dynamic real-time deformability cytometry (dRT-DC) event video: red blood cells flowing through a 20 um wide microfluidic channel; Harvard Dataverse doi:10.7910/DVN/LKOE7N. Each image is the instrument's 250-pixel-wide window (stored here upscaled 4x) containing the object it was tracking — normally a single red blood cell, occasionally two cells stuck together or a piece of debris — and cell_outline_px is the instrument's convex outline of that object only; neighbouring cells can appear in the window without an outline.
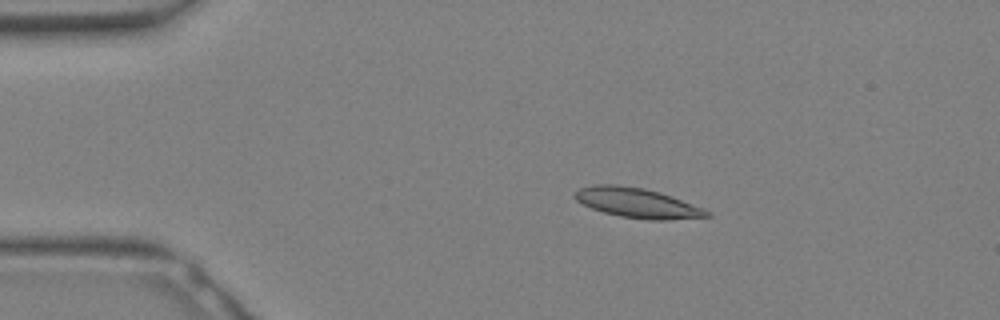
{"species": "Egyptian fruit bat (a non-hibernating species)", "species_latin": "Rousettus aegyptiacus", "temperature_condition": "warm", "stored_images_in_passage": 32, "camera_frame_rate_fps": 3000, "um_per_image_px": 0.085, "animal": {"sex": "female"}, "frame": {"image": 1, "passage_image": 6, "time_ms": 1.667, "image_size_px": [1000, 320], "cell_outline_px": [[712, 216], [668, 220], [652, 220], [620, 216], [604, 212], [592, 208], [576, 200], [576, 192], [580, 188], [596, 184], [616, 184], [644, 188], [660, 192], [704, 208], [712, 212]], "centroid_in_image_um": [54.22, 17.25], "position_along_channel_um": 30.8, "area_um2": 22.77}}
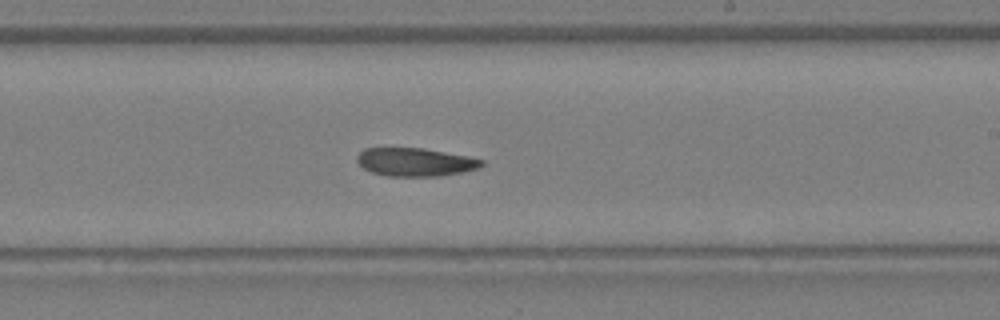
{"frame": {"image": 2, "passage_image": 19, "time_ms": 6.0, "image_size_px": [1000, 320], "cell_outline_px": [[484, 164], [480, 168], [464, 172], [440, 176], [388, 176], [372, 172], [364, 168], [356, 160], [356, 156], [364, 148], [424, 148], [468, 156], [484, 160]], "centroid_in_image_um": [35.33, 13.77], "position_along_channel_um": 253.7, "area_um2": 20.63}}
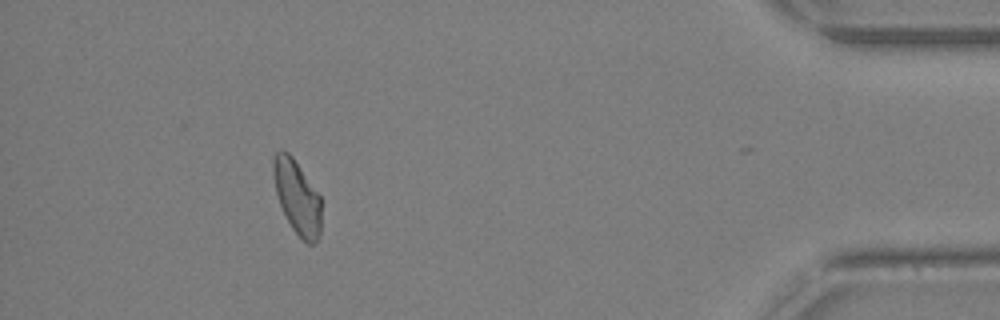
{"frame": {"image": 3, "passage_image": 29, "time_ms": 9.333, "image_size_px": [1000, 320], "cell_outline_px": [[320, 236], [312, 244], [308, 244], [292, 228], [280, 204], [276, 192], [272, 172], [272, 160], [276, 152], [280, 148], [288, 152], [292, 156], [320, 196]], "centroid_in_image_um": [25.23, 16.71], "position_along_channel_um": 410.0, "area_um2": 20.35}}